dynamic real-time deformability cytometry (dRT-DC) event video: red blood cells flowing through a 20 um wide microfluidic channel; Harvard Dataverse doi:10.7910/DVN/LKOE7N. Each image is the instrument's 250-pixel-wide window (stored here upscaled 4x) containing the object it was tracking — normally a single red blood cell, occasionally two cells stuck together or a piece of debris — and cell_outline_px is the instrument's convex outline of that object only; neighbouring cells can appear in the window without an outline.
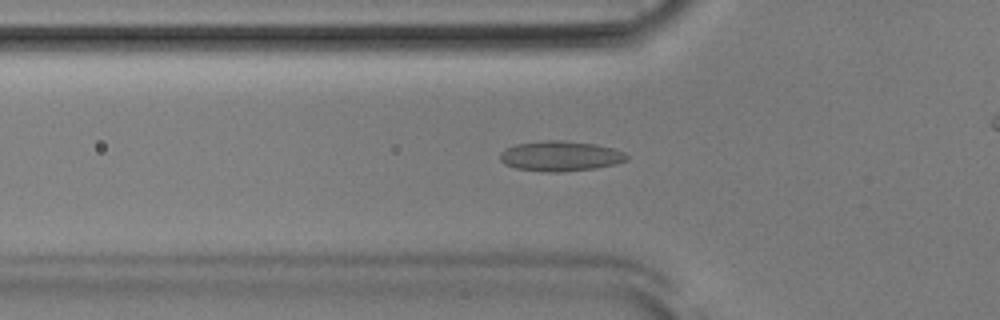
{"species": "Egyptian fruit bat (a non-hibernating species)", "species_latin": "Rousettus aegyptiacus", "temperature_condition": "room temperature", "stored_images_in_passage": 46, "camera_frame_rate_fps": 3000, "um_per_image_px": 0.085, "animal": {"sex": "male"}, "frame": {"image": 1, "passage_image": 18, "time_ms": 5.667, "image_size_px": [1000, 320], "cell_outline_px": [[628, 160], [596, 168], [560, 172], [548, 172], [516, 168], [504, 164], [500, 160], [500, 152], [504, 148], [516, 144], [540, 140], [560, 140], [596, 144], [612, 148], [624, 152], [628, 156]], "centroid_in_image_um": [47.59, 13.26], "position_along_channel_um": 78.2, "area_um2": 22.31}}
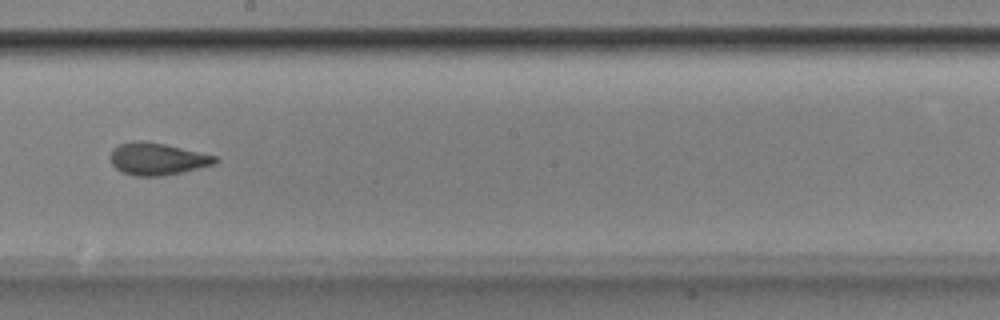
{"frame": {"image": 2, "passage_image": 30, "time_ms": 9.667, "image_size_px": [1000, 320], "cell_outline_px": [[220, 160], [216, 164], [180, 172], [160, 176], [136, 176], [120, 172], [112, 164], [108, 156], [112, 148], [120, 144], [132, 140], [144, 140], [164, 144], [216, 156]], "centroid_in_image_um": [13.31, 13.5], "position_along_channel_um": 234.9, "area_um2": 19.77}}
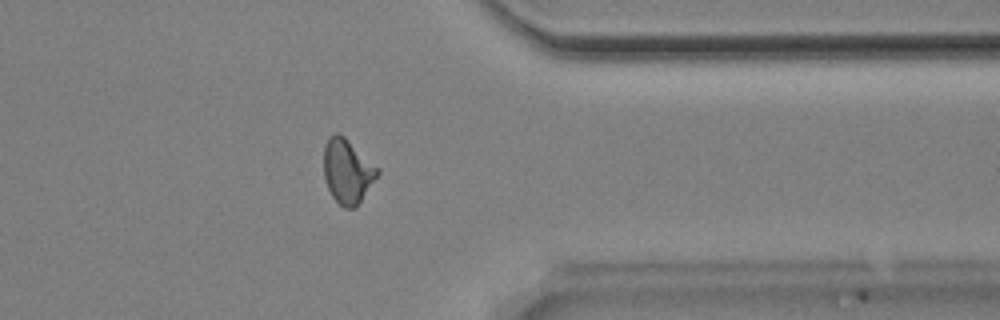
{"frame": {"image": 3, "passage_image": 42, "time_ms": 13.667, "image_size_px": [1000, 320], "cell_outline_px": [[380, 172], [360, 200], [352, 208], [344, 208], [332, 196], [328, 188], [324, 176], [324, 144], [328, 136], [336, 132], [340, 132], [380, 168]], "centroid_in_image_um": [29.52, 14.48], "position_along_channel_um": 381.9, "area_um2": 20.06}}